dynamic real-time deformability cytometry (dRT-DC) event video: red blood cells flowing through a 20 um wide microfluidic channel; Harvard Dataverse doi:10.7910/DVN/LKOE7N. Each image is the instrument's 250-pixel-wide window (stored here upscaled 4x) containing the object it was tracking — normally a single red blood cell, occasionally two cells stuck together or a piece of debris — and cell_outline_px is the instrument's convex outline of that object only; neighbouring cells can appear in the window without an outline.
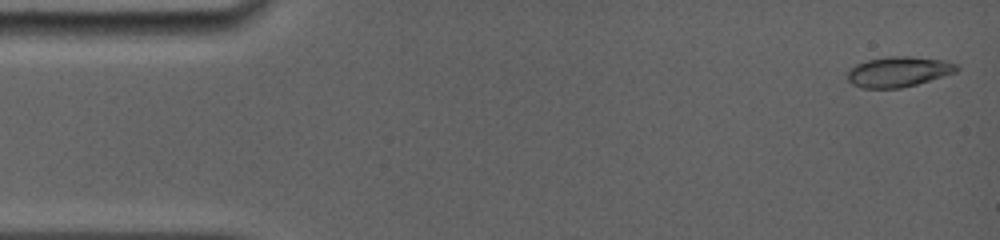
{"species": "common noctule bat (a hibernating species)", "species_latin": "Nyctalus noctula", "temperature_condition": "room temperature", "stored_images_in_passage": 29, "camera_frame_rate_fps": 5000, "um_per_image_px": 0.085, "animal": {"sex": "female", "body_mass_g": 19.0, "forearm_length_mm": 56.7}, "frame": {"image": 1, "passage_image": 1, "time_ms": 0.0, "image_size_px": [1000, 240], "cell_outline_px": [[960, 68], [956, 72], [916, 84], [900, 88], [864, 88], [852, 84], [848, 80], [848, 72], [856, 64], [868, 60], [888, 56], [912, 56], [944, 60], [956, 64]], "centroid_in_image_um": [76.38, 6.09], "position_along_channel_um": 8.6, "area_um2": 19.13}}
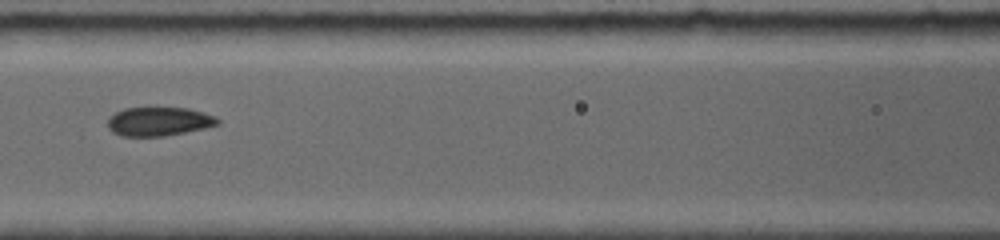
{"frame": {"image": 2, "passage_image": 16, "time_ms": 6.6, "image_size_px": [1000, 240], "cell_outline_px": [[220, 124], [204, 128], [164, 136], [120, 136], [112, 132], [108, 128], [108, 116], [124, 108], [148, 104], [188, 108], [204, 112], [216, 116], [220, 120]], "centroid_in_image_um": [13.48, 10.26], "position_along_channel_um": 153.1, "area_um2": 19.48}}
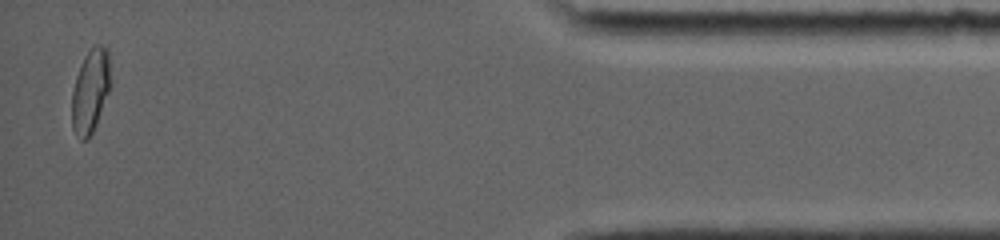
{"frame": {"image": 3, "passage_image": 28, "time_ms": 15.0, "image_size_px": [1000, 240], "cell_outline_px": [[108, 92], [96, 124], [88, 140], [80, 140], [72, 128], [72, 92], [76, 76], [80, 64], [84, 56], [92, 44], [100, 44], [108, 48]], "centroid_in_image_um": [7.64, 7.72], "position_along_channel_um": 427.6, "area_um2": 18.55}}